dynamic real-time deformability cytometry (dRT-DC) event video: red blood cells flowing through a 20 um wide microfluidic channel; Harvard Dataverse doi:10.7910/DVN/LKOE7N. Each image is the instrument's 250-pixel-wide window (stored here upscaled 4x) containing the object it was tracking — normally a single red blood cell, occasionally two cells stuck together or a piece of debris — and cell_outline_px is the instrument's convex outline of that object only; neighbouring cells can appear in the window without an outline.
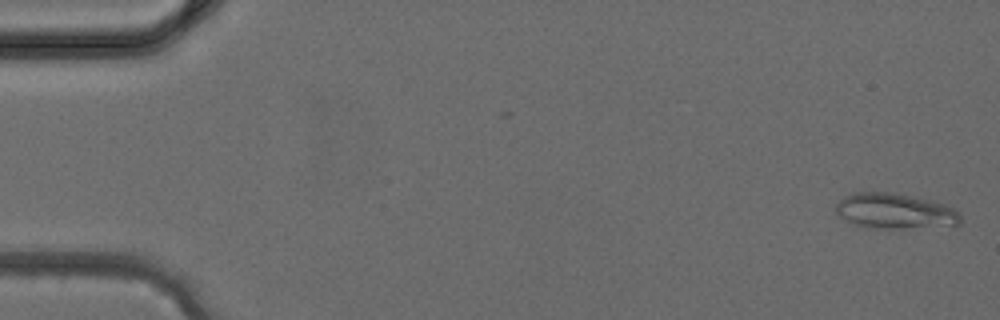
{"species": "common noctule bat (a hibernating species)", "species_latin": "Nyctalus noctula", "temperature_condition": "cold", "stored_images_in_passage": 38, "camera_frame_rate_fps": 3000, "um_per_image_px": 0.085, "animal": {"sex": "female", "body_mass_g": 24.6, "forearm_length_mm": 56.2}, "frame": {"image": 1, "passage_image": 1, "time_ms": 0.0, "image_size_px": [1000, 320], "cell_outline_px": [[960, 224], [900, 228], [864, 228], [840, 216], [836, 212], [836, 204], [844, 196], [852, 192], [888, 192], [928, 200], [944, 204], [960, 212]], "centroid_in_image_um": [76.02, 17.94], "position_along_channel_um": 9.0, "area_um2": 25.2}}
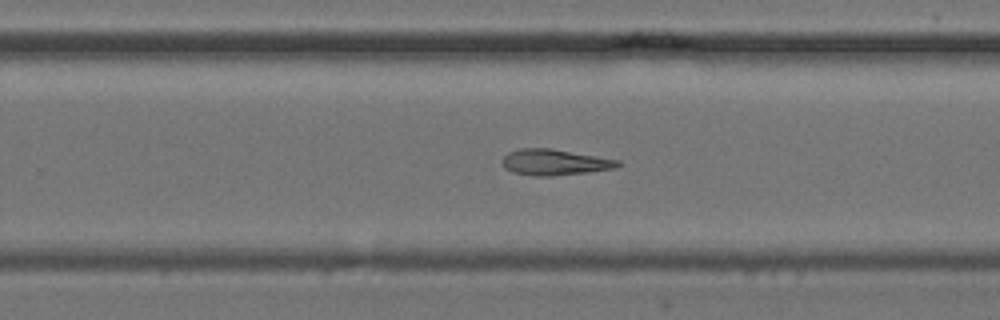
{"frame": {"image": 2, "passage_image": 24, "time_ms": 7.667, "image_size_px": [1000, 320], "cell_outline_px": [[620, 164], [616, 168], [588, 172], [552, 176], [532, 176], [512, 172], [504, 168], [500, 160], [508, 152], [520, 148], [552, 148], [620, 160]], "centroid_in_image_um": [47.1, 13.79], "position_along_channel_um": 282.7, "area_um2": 17.69}}
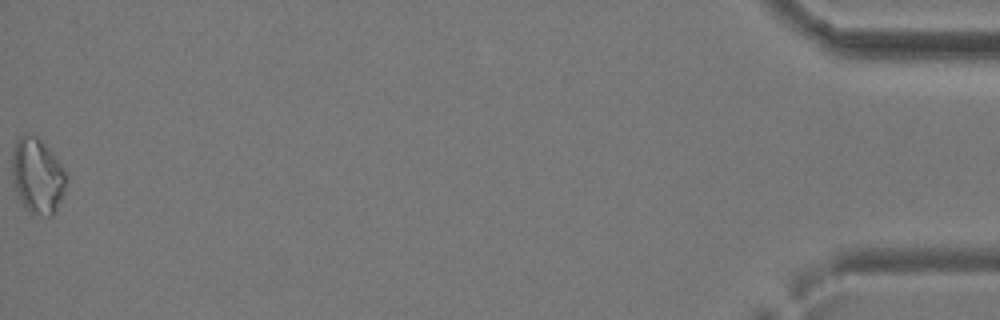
{"frame": {"image": 3, "passage_image": 38, "time_ms": 12.333, "image_size_px": [1000, 320], "cell_outline_px": [[64, 192], [52, 216], [48, 216], [32, 212], [24, 208], [16, 192], [12, 180], [12, 152], [16, 140], [24, 132], [36, 132], [44, 140], [64, 168]], "centroid_in_image_um": [3.14, 14.84], "position_along_channel_um": 432.1, "area_um2": 24.1}}